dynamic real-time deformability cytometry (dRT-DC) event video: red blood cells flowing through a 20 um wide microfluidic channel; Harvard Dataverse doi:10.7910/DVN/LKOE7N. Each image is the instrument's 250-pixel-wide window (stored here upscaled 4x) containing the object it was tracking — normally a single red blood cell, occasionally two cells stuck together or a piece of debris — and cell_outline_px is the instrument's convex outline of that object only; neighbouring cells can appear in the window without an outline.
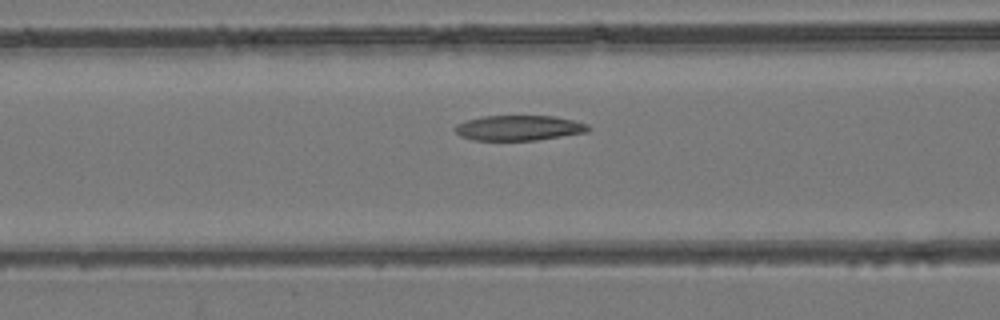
{"species": "common noctule bat (a hibernating species)", "species_latin": "Nyctalus noctula", "temperature_condition": "room temperature", "stored_images_in_passage": 38, "camera_frame_rate_fps": 3000, "um_per_image_px": 0.085, "animal": {"sex": "female", "body_mass_g": 24.6, "forearm_length_mm": 56.2}, "frame": {"image": 1, "passage_image": 18, "time_ms": 5.667, "image_size_px": [1000, 320], "cell_outline_px": [[592, 128], [588, 132], [536, 140], [472, 140], [460, 136], [452, 128], [456, 124], [468, 120], [484, 116], [556, 116], [588, 124]], "centroid_in_image_um": [44.11, 10.87], "position_along_channel_um": 122.5, "area_um2": 19.59}}
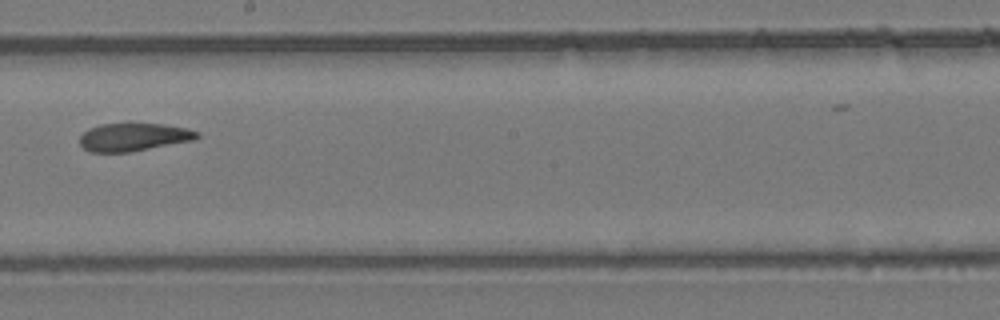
{"frame": {"image": 2, "passage_image": 26, "time_ms": 8.333, "image_size_px": [1000, 320], "cell_outline_px": [[200, 136], [196, 140], [128, 152], [88, 152], [80, 144], [80, 136], [88, 128], [100, 124], [160, 124], [188, 128], [200, 132]], "centroid_in_image_um": [11.38, 11.65], "position_along_channel_um": 236.8, "area_um2": 19.13}}
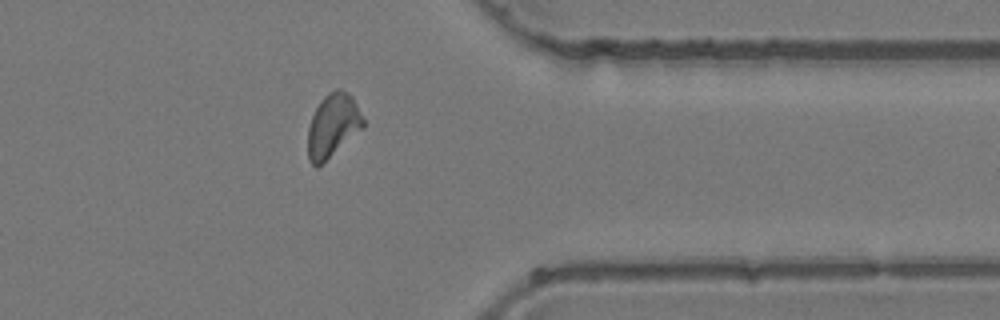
{"frame": {"image": 3, "passage_image": 37, "time_ms": 12.0, "image_size_px": [1000, 320], "cell_outline_px": [[364, 128], [320, 164], [312, 164], [308, 160], [308, 128], [312, 116], [320, 100], [328, 92], [336, 88], [340, 88], [348, 92], [352, 96], [364, 120]], "centroid_in_image_um": [28.3, 10.62], "position_along_channel_um": 383.1, "area_um2": 20.23}}